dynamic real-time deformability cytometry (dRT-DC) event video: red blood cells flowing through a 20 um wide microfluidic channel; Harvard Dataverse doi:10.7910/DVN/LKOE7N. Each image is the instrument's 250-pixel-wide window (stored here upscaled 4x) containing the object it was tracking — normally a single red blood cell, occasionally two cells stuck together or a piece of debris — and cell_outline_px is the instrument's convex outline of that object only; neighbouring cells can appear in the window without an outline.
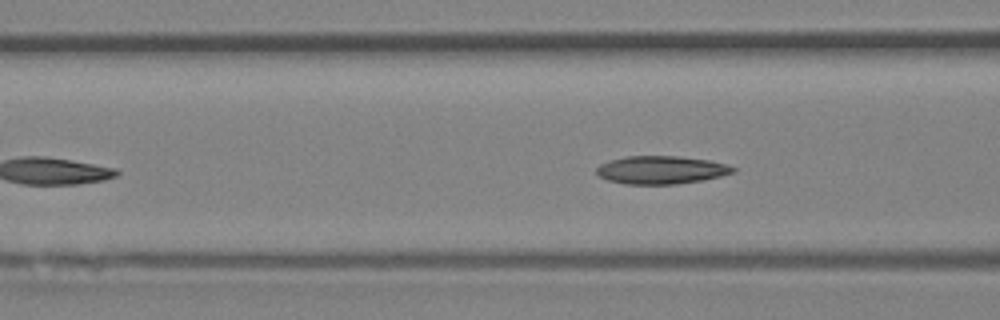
{"species": "Egyptian fruit bat (a non-hibernating species)", "species_latin": "Rousettus aegyptiacus", "temperature_condition": "room temperature", "stored_images_in_passage": 7, "segment_of_instrument_passage": [2, 2], "camera_frame_rate_fps": 3000, "um_per_image_px": 0.085, "animal": {"sex": "female"}, "frame": {"image": 1, "passage_image": 7, "time_ms": 2.0, "image_size_px": [1000, 320], "cell_outline_px": [[736, 168], [732, 172], [720, 176], [700, 180], [676, 184], [624, 184], [608, 180], [600, 176], [596, 172], [596, 168], [600, 164], [612, 160], [628, 156], [680, 156], [708, 160], [724, 164]], "centroid_in_image_um": [56.16, 14.44], "position_along_channel_um": 110.4, "area_um2": 21.96}}